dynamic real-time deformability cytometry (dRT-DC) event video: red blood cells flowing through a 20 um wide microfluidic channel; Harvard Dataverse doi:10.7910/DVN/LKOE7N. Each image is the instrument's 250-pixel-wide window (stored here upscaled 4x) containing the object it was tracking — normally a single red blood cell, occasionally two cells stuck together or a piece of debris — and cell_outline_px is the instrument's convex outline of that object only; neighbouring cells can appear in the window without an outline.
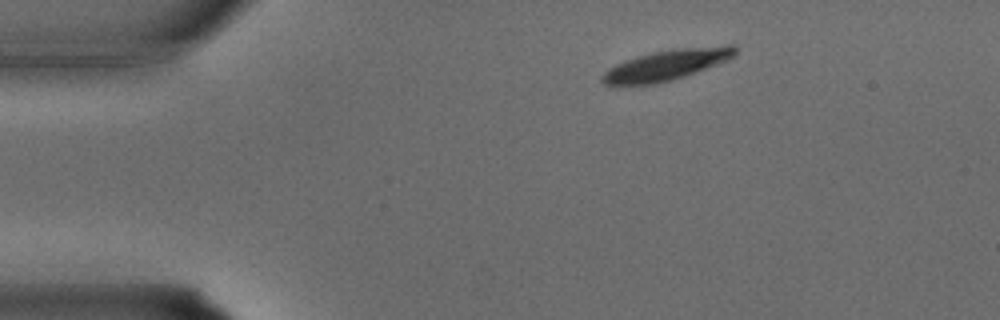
{"species": "common noctule bat (a hibernating species)", "species_latin": "Nyctalus noctula", "temperature_condition": "warm", "stored_images_in_passage": 12, "camera_frame_rate_fps": 3000, "um_per_image_px": 0.085, "animal": {"sex": "male", "body_mass_g": 15.6}, "frame": {"image": 1, "passage_image": 1, "time_ms": 0.0, "image_size_px": [1000, 320], "cell_outline_px": [[736, 52], [728, 60], [684, 76], [672, 80], [656, 84], [616, 88], [604, 84], [600, 80], [600, 76], [608, 68], [616, 64], [652, 52], [676, 48], [728, 44], [732, 44], [736, 48]], "centroid_in_image_um": [56.58, 5.56], "position_along_channel_um": 28.4, "area_um2": 24.16}}
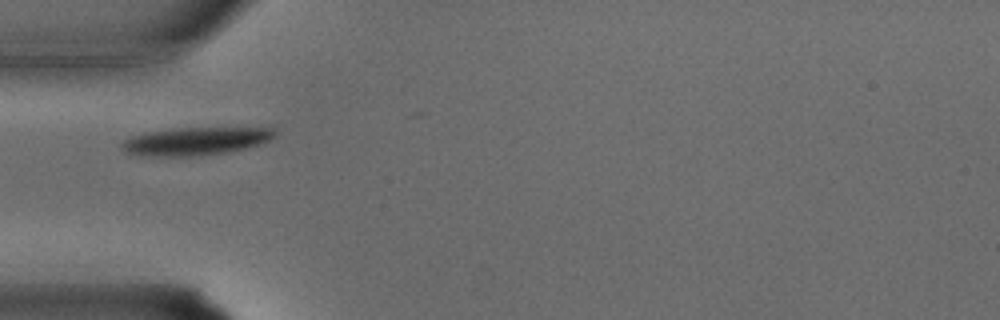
{"frame": {"image": 2, "passage_image": 6, "time_ms": 1.667, "image_size_px": [1000, 320], "cell_outline_px": [[276, 136], [260, 144], [228, 152], [200, 156], [144, 156], [128, 152], [120, 148], [120, 144], [124, 140], [132, 136], [148, 132], [172, 128], [276, 128]], "centroid_in_image_um": [16.62, 12.0], "position_along_channel_um": 68.4, "area_um2": 24.85}}
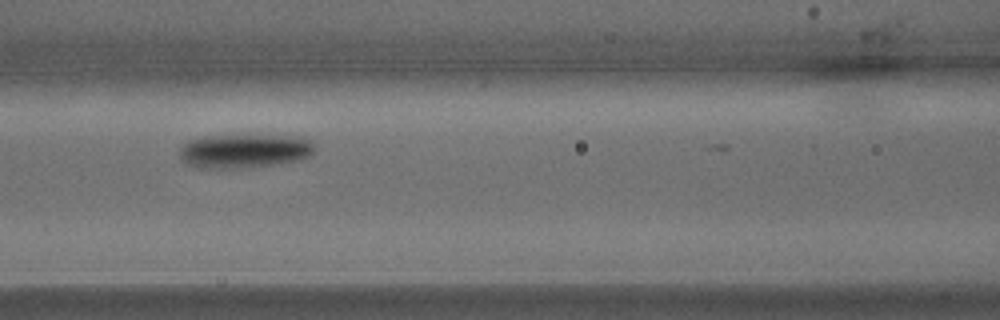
{"frame": {"image": 3, "passage_image": 10, "time_ms": 3.0, "image_size_px": [1000, 320], "cell_outline_px": [[316, 148], [308, 156], [300, 160], [252, 168], [196, 168], [188, 164], [180, 156], [180, 148], [188, 140], [204, 136], [304, 136]], "centroid_in_image_um": [20.77, 12.84], "position_along_channel_um": 145.8, "area_um2": 26.76}}